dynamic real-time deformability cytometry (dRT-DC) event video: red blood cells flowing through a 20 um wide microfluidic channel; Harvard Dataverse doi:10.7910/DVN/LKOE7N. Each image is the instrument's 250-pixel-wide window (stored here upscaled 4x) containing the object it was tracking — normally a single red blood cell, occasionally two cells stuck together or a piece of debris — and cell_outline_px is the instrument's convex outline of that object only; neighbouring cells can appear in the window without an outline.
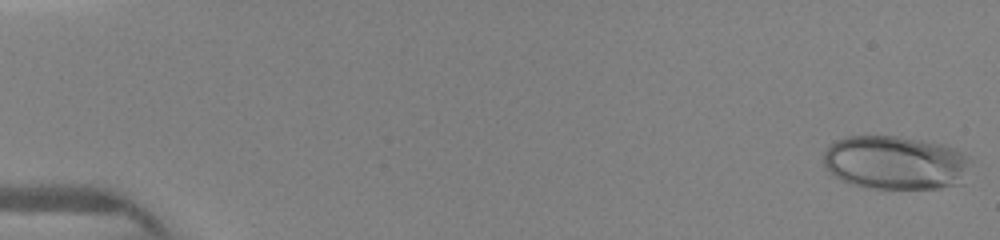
{"species": "human", "species_latin": "Homo sapiens", "temperature_condition": "warm", "stored_images_in_passage": 31, "camera_frame_rate_fps": 3000, "um_per_image_px": 0.085, "donor": {"sex": "female"}, "frame": {"image": 1, "passage_image": 1, "time_ms": 0.0, "image_size_px": [1000, 240], "cell_outline_px": [[972, 160], [964, 184], [940, 188], [880, 192], [848, 184], [840, 180], [828, 172], [824, 168], [824, 152], [828, 144], [836, 140], [848, 136], [896, 136], [924, 140], [944, 144], [956, 148], [972, 156]], "centroid_in_image_um": [76.15, 13.88], "position_along_channel_um": 8.9, "area_um2": 48.44}}
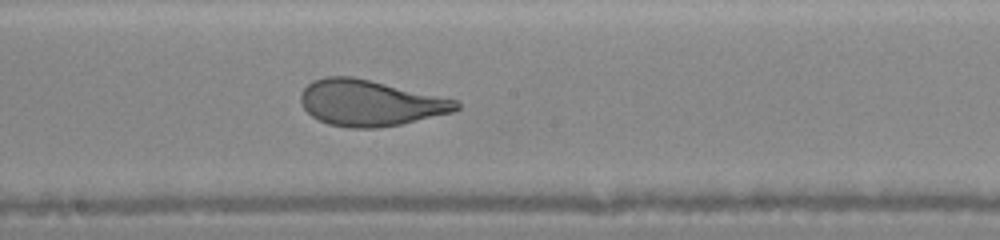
{"frame": {"image": 2, "passage_image": 18, "time_ms": 8.333, "image_size_px": [1000, 240], "cell_outline_px": [[460, 108], [452, 112], [400, 124], [376, 128], [348, 128], [328, 124], [312, 116], [304, 108], [300, 100], [300, 92], [312, 80], [324, 76], [352, 76], [456, 100], [460, 104]], "centroid_in_image_um": [31.4, 8.75], "position_along_channel_um": 216.8, "area_um2": 41.33}}
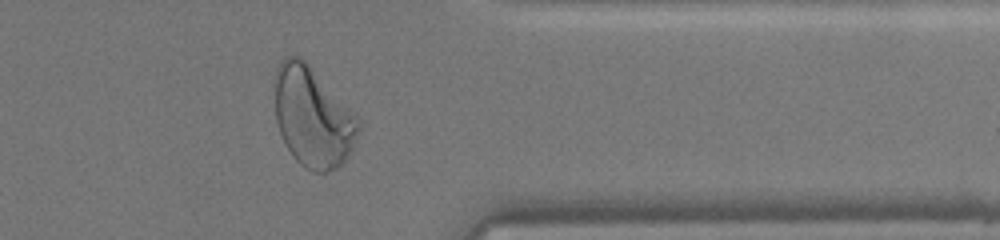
{"frame": {"image": 3, "passage_image": 26, "time_ms": 12.333, "image_size_px": [1000, 240], "cell_outline_px": [[360, 128], [352, 148], [348, 156], [336, 168], [324, 172], [312, 172], [300, 164], [292, 156], [284, 144], [276, 120], [272, 84], [272, 80], [276, 68], [280, 60], [284, 56], [300, 56], [356, 112], [360, 120]], "centroid_in_image_um": [26.55, 9.91], "position_along_channel_um": 384.9, "area_um2": 49.65}}